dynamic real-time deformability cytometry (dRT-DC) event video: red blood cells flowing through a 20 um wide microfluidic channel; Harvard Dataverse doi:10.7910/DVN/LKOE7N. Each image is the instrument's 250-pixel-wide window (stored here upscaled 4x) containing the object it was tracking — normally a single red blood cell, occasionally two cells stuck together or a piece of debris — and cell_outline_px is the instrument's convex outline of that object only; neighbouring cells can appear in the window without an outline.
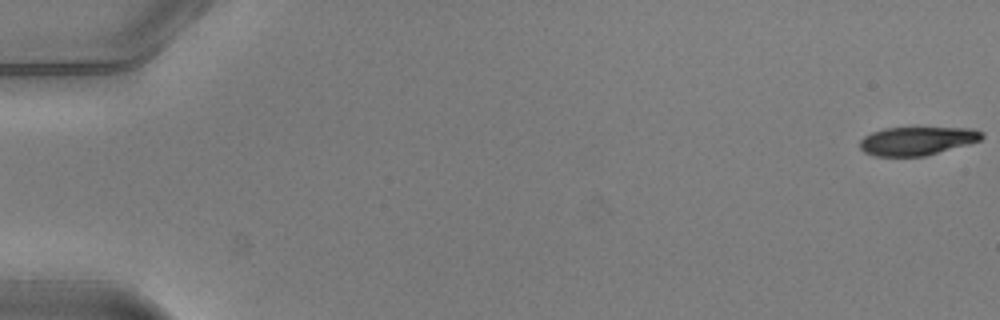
{"species": "common noctule bat (a hibernating species)", "species_latin": "Nyctalus noctula", "temperature_condition": "warm", "stored_images_in_passage": 52, "camera_frame_rate_fps": 3000, "um_per_image_px": 0.085, "animal": {"sex": "male", "body_mass_g": 20.5, "forearm_length_mm": 52.5}, "frame": {"image": 1, "passage_image": 1, "time_ms": 0.0, "image_size_px": [1000, 320], "cell_outline_px": [[984, 136], [980, 140], [968, 144], [924, 156], [876, 156], [864, 152], [860, 148], [860, 140], [864, 136], [872, 132], [884, 128], [972, 128], [984, 132]], "centroid_in_image_um": [77.95, 11.97], "position_along_channel_um": 7.1, "area_um2": 20.11}}
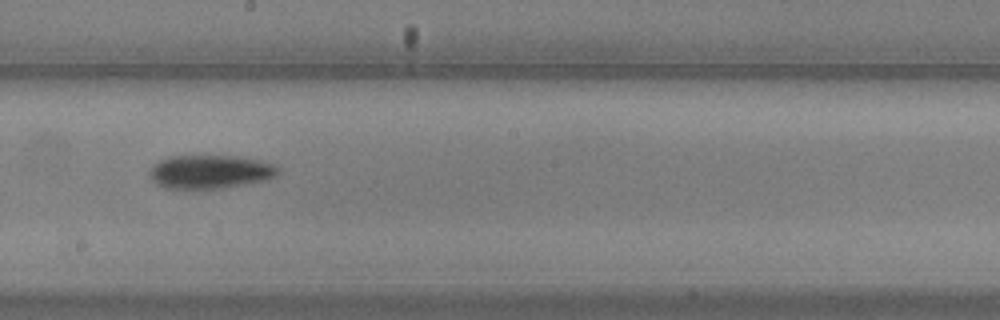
{"frame": {"image": 2, "passage_image": 30, "time_ms": 9.667, "image_size_px": [1000, 320], "cell_outline_px": [[280, 172], [276, 176], [264, 180], [220, 188], [164, 188], [156, 184], [152, 180], [148, 172], [152, 164], [168, 156], [236, 156], [260, 160], [272, 164], [280, 168]], "centroid_in_image_um": [17.82, 14.59], "position_along_channel_um": 230.4, "area_um2": 25.09}}
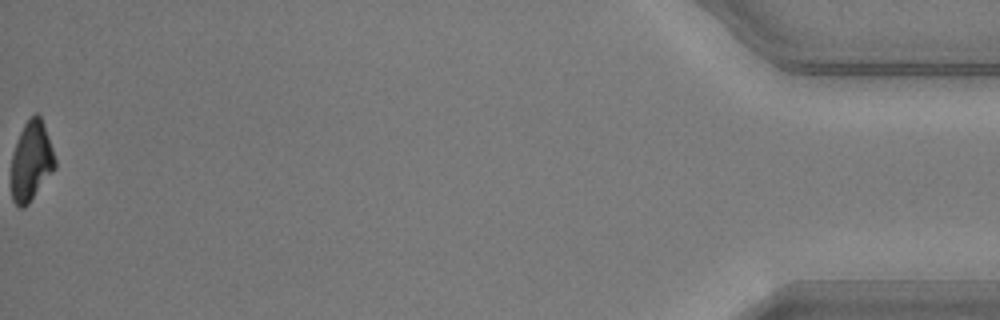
{"frame": {"image": 3, "passage_image": 52, "time_ms": 17.0, "image_size_px": [1000, 320], "cell_outline_px": [[56, 168], [28, 204], [24, 208], [20, 208], [12, 200], [12, 152], [16, 140], [24, 124], [36, 112], [40, 116], [52, 148], [56, 160]], "centroid_in_image_um": [2.65, 13.71], "position_along_channel_um": 432.5, "area_um2": 20.11}, "authors_computed_cell_mechanics": {"area_um2": 22.7732, "velocity_mm_per_s": 4.0423, "shape_relaxation_time_tau1_ms": 2.2, "shape_relaxation_time_tau2_ms": null, "deformation_change_tau1": 0.1571, "deformation_change_tau2": null}}